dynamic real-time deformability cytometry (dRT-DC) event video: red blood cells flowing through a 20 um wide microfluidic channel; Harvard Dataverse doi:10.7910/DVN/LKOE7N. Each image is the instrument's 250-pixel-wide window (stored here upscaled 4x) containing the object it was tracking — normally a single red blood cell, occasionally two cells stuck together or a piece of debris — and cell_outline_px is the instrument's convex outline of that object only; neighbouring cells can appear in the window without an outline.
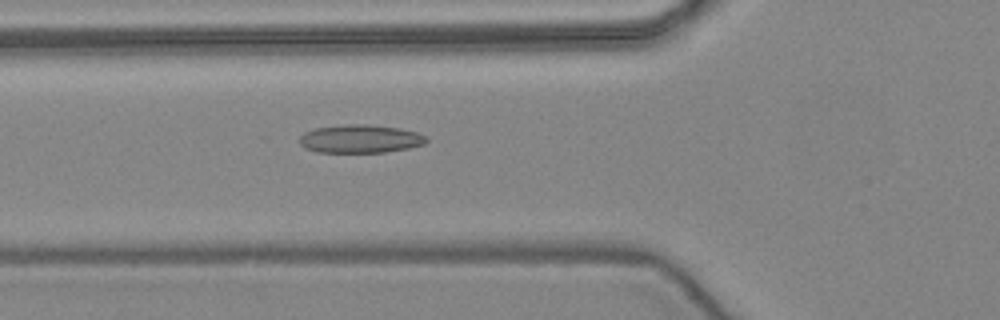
{"species": "common noctule bat (a hibernating species)", "species_latin": "Nyctalus noctula", "temperature_condition": "warm", "stored_images_in_passage": 52, "camera_frame_rate_fps": 3000, "um_per_image_px": 0.085, "animal": {"sex": "female", "body_mass_g": 24.6, "forearm_length_mm": 56.2}, "frame": {"image": 1, "passage_image": 19, "time_ms": 6.0, "image_size_px": [1000, 320], "cell_outline_px": [[428, 140], [424, 144], [408, 148], [384, 152], [316, 152], [304, 148], [300, 144], [300, 136], [304, 132], [316, 128], [348, 124], [368, 124], [400, 128], [416, 132], [428, 136]], "centroid_in_image_um": [30.63, 11.8], "position_along_channel_um": 95.2, "area_um2": 20.92}}
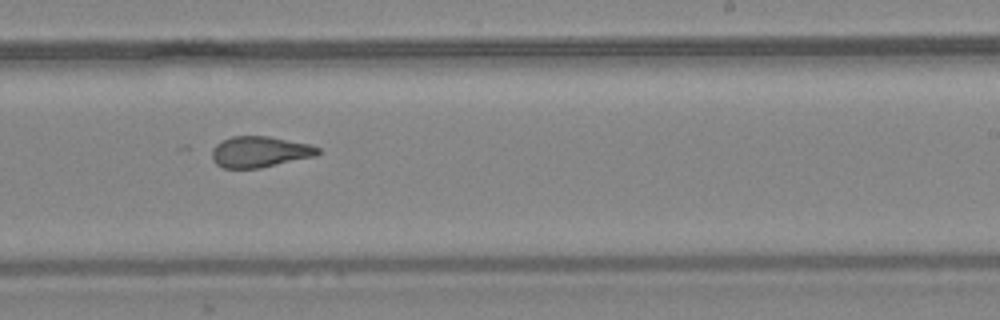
{"frame": {"image": 2, "passage_image": 32, "time_ms": 10.333, "image_size_px": [1000, 320], "cell_outline_px": [[320, 152], [316, 156], [260, 168], [224, 168], [216, 164], [212, 160], [212, 148], [220, 140], [232, 136], [268, 136], [308, 144], [320, 148]], "centroid_in_image_um": [22.05, 12.9], "position_along_channel_um": 267.0, "area_um2": 19.19}}
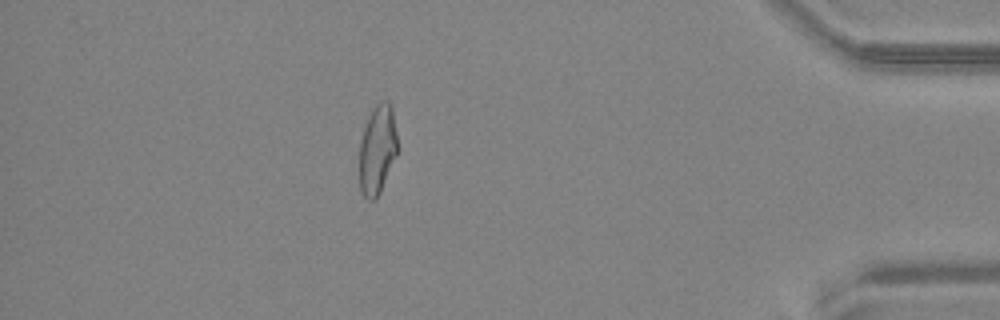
{"frame": {"image": 3, "passage_image": 46, "time_ms": 15.0, "image_size_px": [1000, 320], "cell_outline_px": [[400, 148], [380, 192], [376, 200], [368, 200], [364, 196], [360, 188], [360, 140], [368, 116], [376, 104], [380, 100], [388, 100], [392, 108]], "centroid_in_image_um": [32.11, 12.69], "position_along_channel_um": 403.1, "area_um2": 20.17}, "authors_computed_cell_mechanics": {"area_um2": 20.5479, "velocity_mm_per_s": 3.9509, "shape_relaxation_time_tau1_ms": null, "shape_relaxation_time_tau2_ms": 1.7948, "deformation_change_tau1": null, "deformation_change_tau2": 0.0852}}